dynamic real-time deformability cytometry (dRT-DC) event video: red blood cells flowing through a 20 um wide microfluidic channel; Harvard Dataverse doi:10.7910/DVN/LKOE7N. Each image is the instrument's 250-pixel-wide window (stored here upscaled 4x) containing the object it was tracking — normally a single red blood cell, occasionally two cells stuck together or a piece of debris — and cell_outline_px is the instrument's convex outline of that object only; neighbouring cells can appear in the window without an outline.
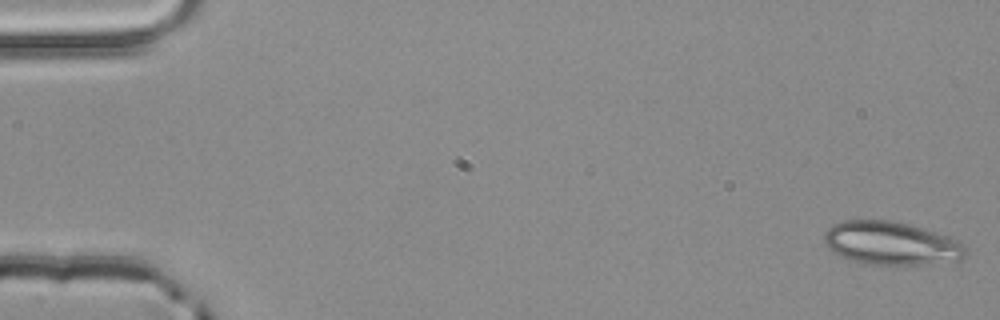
{"species": "common noctule bat (a hibernating species)", "species_latin": "Nyctalus noctula", "temperature_condition": "room temperature", "stored_images_in_passage": 53, "camera_frame_rate_fps": 3000, "um_per_image_px": 0.085, "animal": {"sex": "male", "body_mass_g": 20.4}, "frame": {"image": 1, "passage_image": 1, "time_ms": 0.0, "image_size_px": [1000, 320], "cell_outline_px": [[968, 252], [960, 260], [916, 264], [864, 264], [848, 260], [832, 252], [824, 244], [824, 232], [832, 224], [840, 220], [888, 220], [908, 224], [936, 232], [948, 236], [964, 244], [968, 248]], "centroid_in_image_um": [75.7, 20.67], "position_along_channel_um": 9.3, "area_um2": 35.84}}
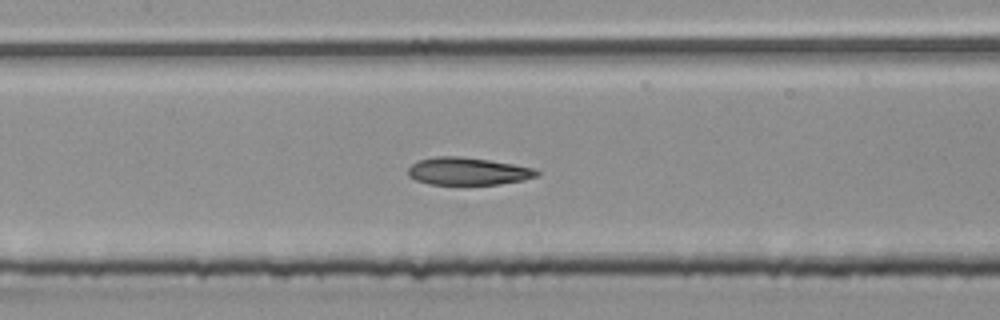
{"frame": {"image": 2, "passage_image": 25, "time_ms": 8.0, "image_size_px": [1000, 320], "cell_outline_px": [[540, 176], [524, 180], [500, 184], [428, 184], [416, 180], [408, 176], [408, 168], [416, 160], [436, 156], [460, 156], [488, 160], [536, 168], [540, 172]], "centroid_in_image_um": [39.78, 14.55], "position_along_channel_um": 167.6, "area_um2": 20.81}}
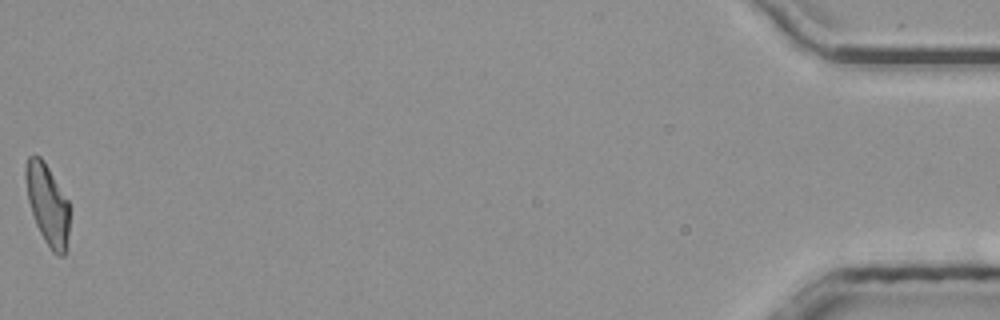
{"frame": {"image": 3, "passage_image": 53, "time_ms": 17.333, "image_size_px": [1000, 320], "cell_outline_px": [[68, 236], [64, 256], [56, 256], [52, 252], [44, 240], [36, 224], [28, 200], [24, 176], [24, 168], [28, 156], [32, 152], [40, 156], [44, 160], [68, 200]], "centroid_in_image_um": [4.01, 17.32], "position_along_channel_um": 431.2, "area_um2": 20.75}, "authors_computed_cell_mechanics": {"area_um2": 21.4438, "velocity_mm_per_s": 3.9389, "shape_relaxation_time_tau1_ms": null, "shape_relaxation_time_tau2_ms": 2.6623, "deformation_change_tau1": null, "deformation_change_tau2": 0.1044}}